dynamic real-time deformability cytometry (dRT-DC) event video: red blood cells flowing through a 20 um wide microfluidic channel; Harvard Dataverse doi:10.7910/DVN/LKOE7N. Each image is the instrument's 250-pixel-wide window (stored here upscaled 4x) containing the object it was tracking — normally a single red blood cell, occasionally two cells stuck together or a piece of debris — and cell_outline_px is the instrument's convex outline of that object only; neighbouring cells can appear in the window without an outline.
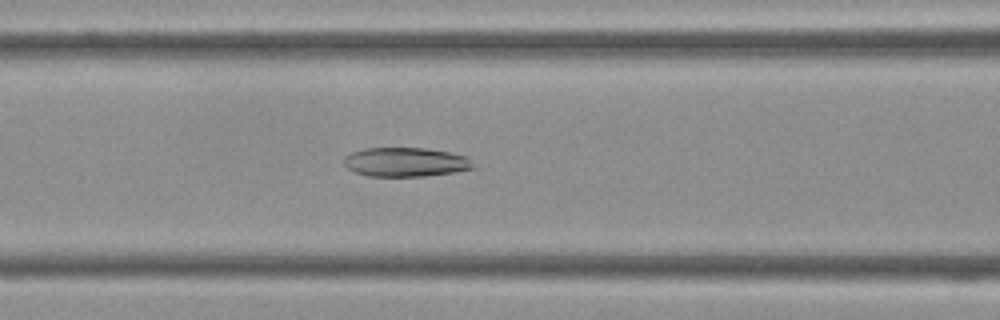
{"species": "Egyptian fruit bat (a non-hibernating species)", "species_latin": "Rousettus aegyptiacus", "temperature_condition": "cold", "stored_images_in_passage": 43, "camera_frame_rate_fps": 3000, "um_per_image_px": 0.085, "frame": {"image": 1, "passage_image": 17, "time_ms": 5.333, "image_size_px": [1000, 320], "cell_outline_px": [[476, 168], [452, 172], [424, 176], [368, 176], [356, 172], [348, 168], [344, 164], [344, 156], [352, 152], [364, 148], [424, 148], [448, 152], [468, 156]], "centroid_in_image_um": [34.48, 13.77], "position_along_channel_um": 132.1, "area_um2": 21.91}}
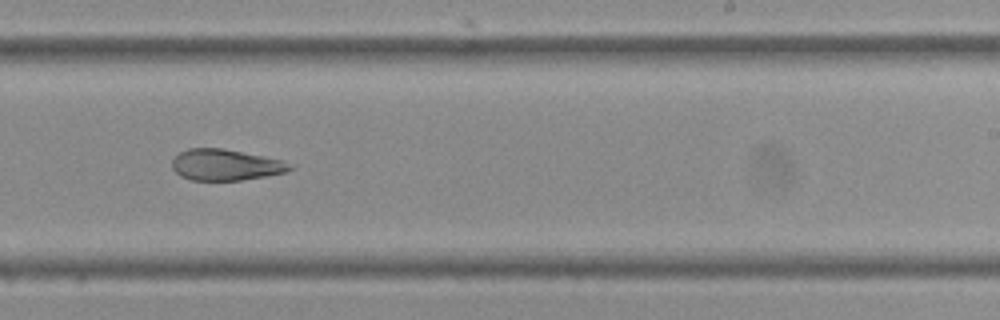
{"frame": {"image": 2, "passage_image": 26, "time_ms": 8.333, "image_size_px": [1000, 320], "cell_outline_px": [[296, 168], [284, 172], [264, 176], [240, 180], [192, 180], [180, 176], [172, 168], [172, 160], [180, 152], [188, 148], [224, 148], [284, 160], [296, 164]], "centroid_in_image_um": [19.22, 14.0], "position_along_channel_um": 269.8, "area_um2": 21.56}}
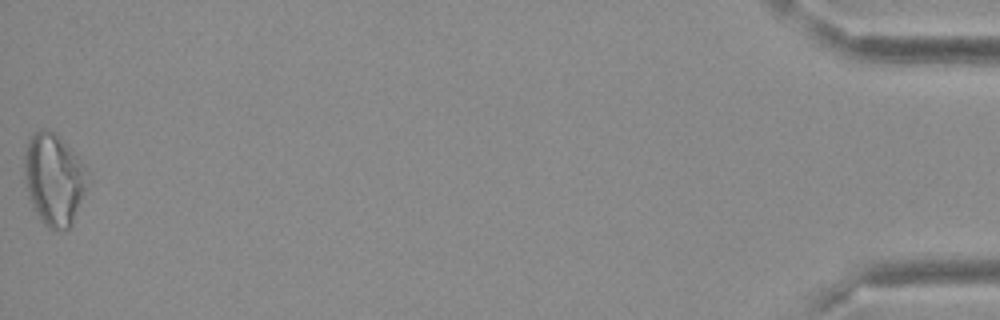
{"frame": {"image": 3, "passage_image": 43, "time_ms": 14.0, "image_size_px": [1000, 320], "cell_outline_px": [[84, 188], [72, 224], [68, 228], [48, 228], [40, 220], [32, 208], [28, 196], [24, 176], [24, 156], [28, 140], [40, 128], [44, 128], [56, 132], [60, 136], [84, 164]], "centroid_in_image_um": [4.51, 15.2], "position_along_channel_um": 430.7, "area_um2": 33.12}}